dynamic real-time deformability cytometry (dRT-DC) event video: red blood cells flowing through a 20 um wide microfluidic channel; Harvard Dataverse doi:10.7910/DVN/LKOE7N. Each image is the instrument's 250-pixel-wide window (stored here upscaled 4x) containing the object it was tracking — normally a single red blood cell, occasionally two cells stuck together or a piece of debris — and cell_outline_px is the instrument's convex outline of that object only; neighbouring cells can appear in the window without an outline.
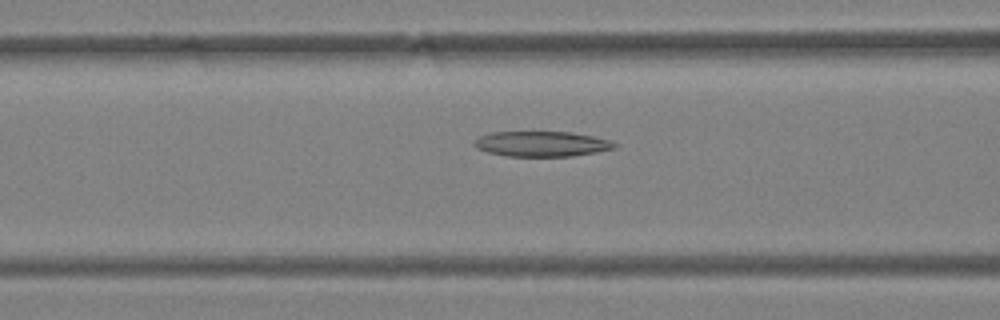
{"species": "Egyptian fruit bat (a non-hibernating species)", "species_latin": "Rousettus aegyptiacus", "temperature_condition": "warm", "stored_images_in_passage": 34, "camera_frame_rate_fps": 3000, "um_per_image_px": 0.085, "animal": {"sex": "female"}, "frame": {"image": 1, "passage_image": 7, "time_ms": 2.0, "image_size_px": [1000, 320], "cell_outline_px": [[616, 148], [596, 152], [572, 156], [508, 156], [488, 152], [476, 148], [472, 144], [480, 136], [492, 132], [572, 132], [592, 136], [608, 140], [616, 144]], "centroid_in_image_um": [46.03, 12.23], "position_along_channel_um": 120.6, "area_um2": 20.46}}
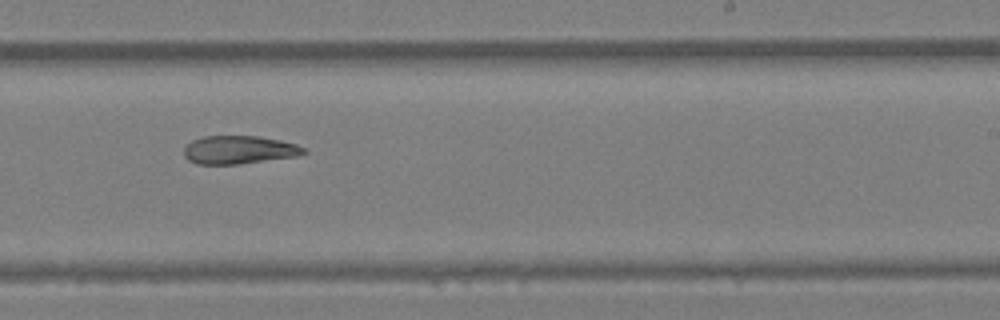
{"frame": {"image": 2, "passage_image": 17, "time_ms": 5.333, "image_size_px": [1000, 320], "cell_outline_px": [[308, 152], [296, 156], [236, 164], [196, 164], [188, 160], [184, 156], [184, 148], [192, 140], [204, 136], [260, 136], [280, 140], [296, 144], [304, 148]], "centroid_in_image_um": [20.3, 12.73], "position_along_channel_um": 268.7, "area_um2": 19.59}}
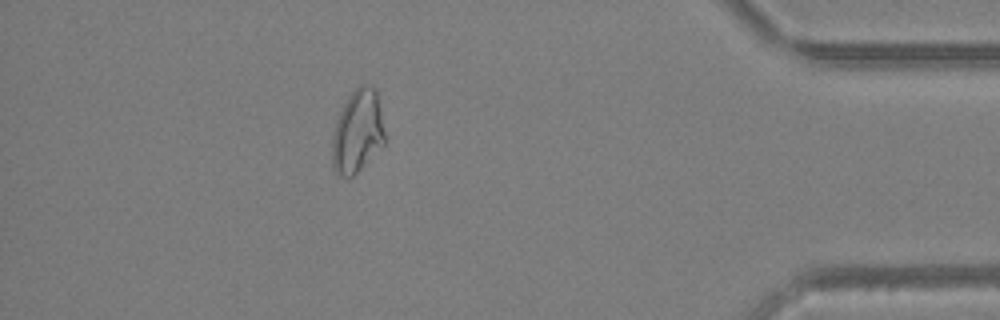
{"frame": {"image": 3, "passage_image": 29, "time_ms": 9.333, "image_size_px": [1000, 320], "cell_outline_px": [[384, 144], [352, 176], [340, 176], [336, 172], [332, 164], [332, 136], [336, 120], [348, 96], [360, 84], [364, 84], [376, 88], [380, 108], [384, 132]], "centroid_in_image_um": [30.37, 11.15], "position_along_channel_um": 404.8, "area_um2": 25.09}, "authors_computed_cell_mechanics": {"area_um2": 21.5594, "velocity_mm_per_s": 4.4596, "shape_relaxation_time_tau1_ms": null, "shape_relaxation_time_tau2_ms": 3.0995, "deformation_change_tau1": null, "deformation_change_tau2": 0.125}}